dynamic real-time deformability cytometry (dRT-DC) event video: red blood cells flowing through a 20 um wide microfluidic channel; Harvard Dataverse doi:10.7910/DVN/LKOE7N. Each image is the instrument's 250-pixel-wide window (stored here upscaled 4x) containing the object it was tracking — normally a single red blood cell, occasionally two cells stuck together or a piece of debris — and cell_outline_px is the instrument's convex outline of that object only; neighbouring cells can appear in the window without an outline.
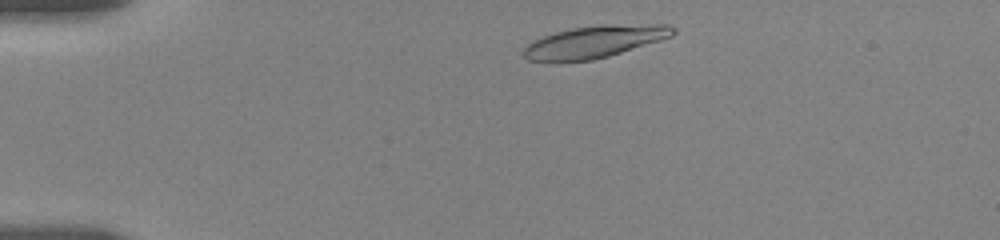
{"species": "human", "species_latin": "Homo sapiens", "temperature_condition": "room temperature", "stored_images_in_passage": 25, "camera_frame_rate_fps": 3000, "um_per_image_px": 0.085, "donor": {"sex": "female"}, "frame": {"image": 1, "passage_image": 2, "time_ms": 0.333, "image_size_px": [1000, 240], "cell_outline_px": [[676, 32], [672, 36], [660, 40], [608, 56], [592, 60], [528, 60], [524, 56], [524, 48], [528, 44], [544, 36], [556, 32], [572, 28], [604, 24], [668, 24], [676, 28]], "centroid_in_image_um": [50.62, 3.51], "position_along_channel_um": 34.4, "area_um2": 27.46}}
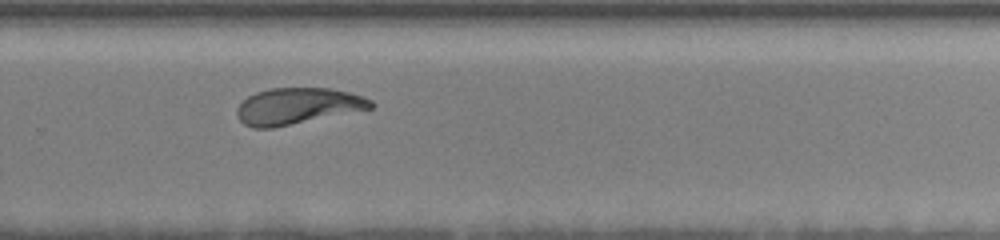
{"frame": {"image": 2, "passage_image": 12, "time_ms": 9.333, "image_size_px": [1000, 240], "cell_outline_px": [[376, 104], [372, 108], [272, 128], [252, 128], [244, 124], [236, 116], [236, 108], [248, 96], [256, 92], [272, 88], [332, 88], [364, 96], [372, 100]], "centroid_in_image_um": [25.29, 9.01], "position_along_channel_um": 304.5, "area_um2": 28.32}}
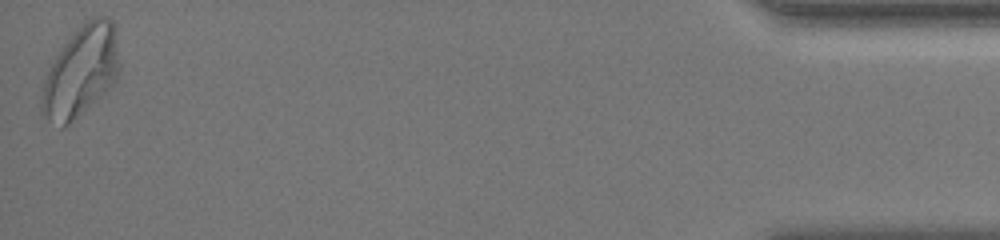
{"frame": {"image": 3, "passage_image": 25, "time_ms": 15.0, "image_size_px": [1000, 240], "cell_outline_px": [[116, 80], [112, 84], [68, 124], [60, 128], [40, 116], [40, 96], [44, 80], [56, 56], [64, 44], [84, 20], [92, 16], [104, 16], [112, 20], [116, 28]], "centroid_in_image_um": [6.81, 6.06], "position_along_channel_um": 428.4, "area_um2": 40.23}, "authors_computed_cell_mechanics": {"area_um2": 28.4376, "velocity_mm_per_s": 3.5984, "shape_relaxation_time_tau1_ms": 4.385, "shape_relaxation_time_tau2_ms": 1.687, "deformation_change_tau1": 0.1555, "deformation_change_tau2": 0.0676}}